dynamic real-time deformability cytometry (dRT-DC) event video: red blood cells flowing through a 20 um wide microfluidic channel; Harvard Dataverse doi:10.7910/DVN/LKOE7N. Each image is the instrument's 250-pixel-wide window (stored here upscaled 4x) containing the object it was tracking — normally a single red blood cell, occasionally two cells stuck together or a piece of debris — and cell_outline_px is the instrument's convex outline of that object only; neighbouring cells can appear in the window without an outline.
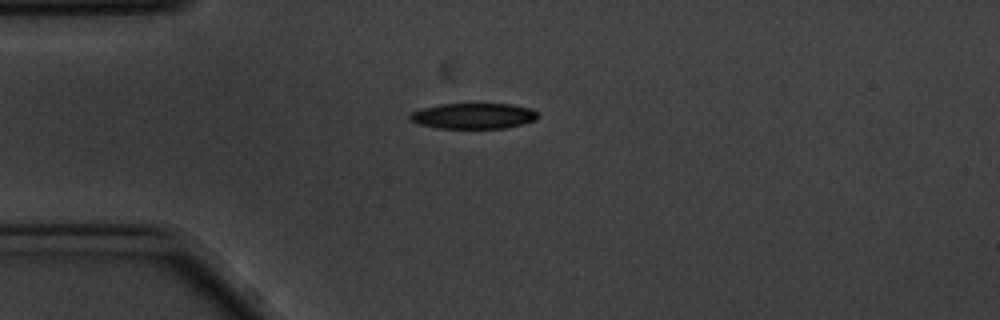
{"species": "common noctule bat (a hibernating species)", "species_latin": "Nyctalus noctula", "temperature_condition": "cold", "stored_images_in_passage": 44, "camera_frame_rate_fps": 3000, "um_per_image_px": 0.085, "animal": {"sex": "male", "body_mass_g": 20.1, "forearm_length_mm": 53.5}, "frame": {"image": 1, "passage_image": 1, "time_ms": 0.0, "image_size_px": [1000, 320], "cell_outline_px": [[540, 116], [536, 120], [504, 128], [440, 128], [420, 124], [408, 120], [408, 116], [412, 112], [424, 108], [440, 104], [512, 104], [532, 108]], "centroid_in_image_um": [40.26, 9.85], "position_along_channel_um": 44.7, "area_um2": 19.07}}
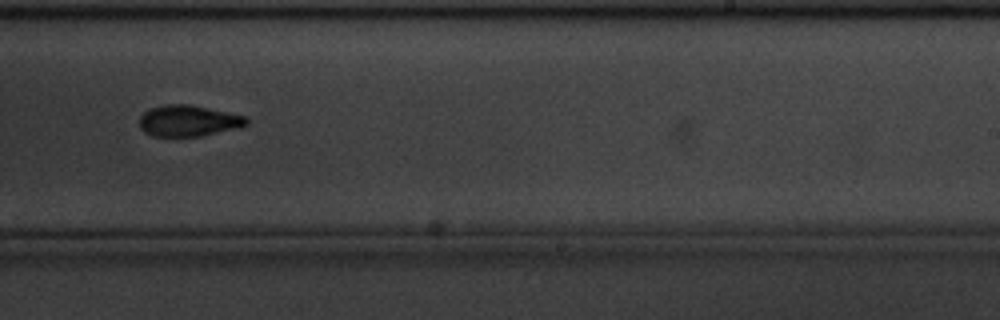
{"frame": {"image": 2, "passage_image": 22, "time_ms": 7.0, "image_size_px": [1000, 320], "cell_outline_px": [[248, 124], [240, 128], [200, 136], [152, 136], [144, 132], [140, 128], [140, 116], [148, 108], [164, 104], [188, 104], [208, 108], [244, 116], [248, 120]], "centroid_in_image_um": [15.99, 10.27], "position_along_channel_um": 273.0, "area_um2": 19.48}}
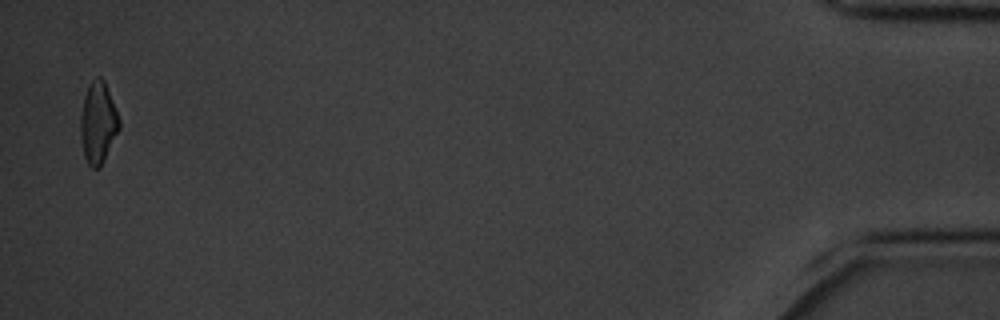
{"frame": {"image": 3, "passage_image": 43, "time_ms": 14.0, "image_size_px": [1000, 320], "cell_outline_px": [[120, 128], [100, 168], [92, 168], [88, 164], [84, 156], [80, 140], [80, 116], [84, 96], [88, 84], [96, 76], [100, 76], [104, 80], [120, 120]], "centroid_in_image_um": [8.32, 10.43], "position_along_channel_um": 426.9, "area_um2": 18.5}, "authors_computed_cell_mechanics": {"area_um2": 19.363, "velocity_mm_per_s": 3.4818, "shape_relaxation_time_tau1_ms": 3.1267, "shape_relaxation_time_tau2_ms": 4.3959, "deformation_change_tau1": 0.1191, "deformation_change_tau2": 0.1059}}